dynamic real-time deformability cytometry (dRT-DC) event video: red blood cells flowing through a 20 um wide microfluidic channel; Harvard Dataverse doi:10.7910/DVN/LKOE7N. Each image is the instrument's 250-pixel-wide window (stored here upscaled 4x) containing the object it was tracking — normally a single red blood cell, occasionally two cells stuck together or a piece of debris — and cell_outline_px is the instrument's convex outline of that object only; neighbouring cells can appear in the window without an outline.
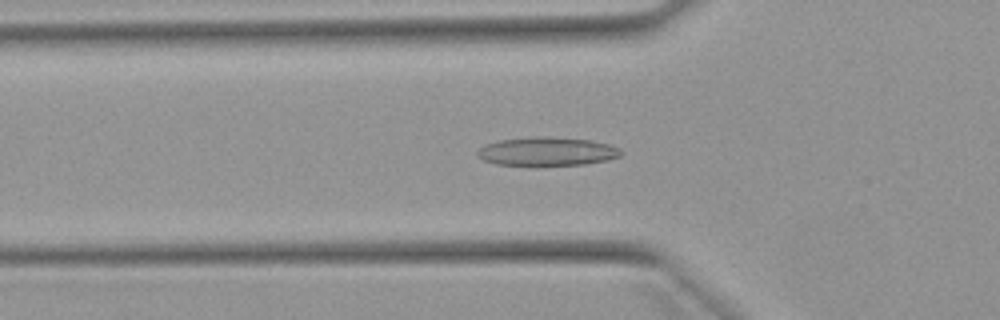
{"species": "Egyptian fruit bat (a non-hibernating species)", "species_latin": "Rousettus aegyptiacus", "temperature_condition": "warm", "stored_images_in_passage": 51, "camera_frame_rate_fps": 3000, "um_per_image_px": 0.085, "animal": {"sex": "female"}, "frame": {"image": 1, "passage_image": 17, "time_ms": 5.333, "image_size_px": [1000, 320], "cell_outline_px": [[624, 152], [620, 156], [608, 160], [584, 164], [536, 168], [496, 164], [484, 160], [476, 156], [476, 152], [484, 144], [500, 140], [536, 136], [544, 136], [588, 140], [608, 144], [620, 148]], "centroid_in_image_um": [46.46, 12.92], "position_along_channel_um": 79.3, "area_um2": 24.85}}
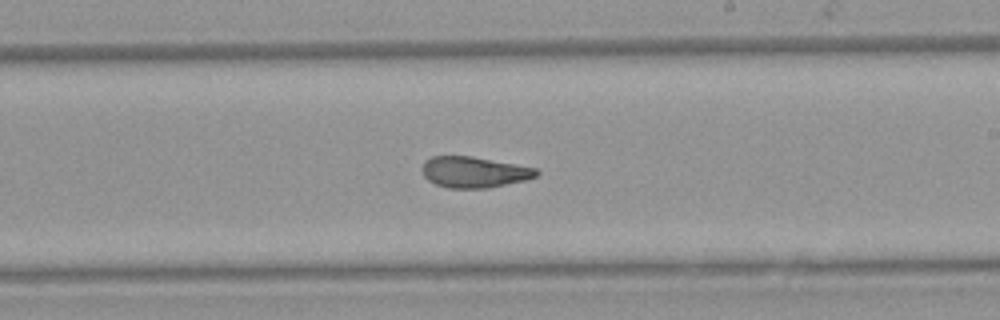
{"frame": {"image": 2, "passage_image": 30, "time_ms": 9.667, "image_size_px": [1000, 320], "cell_outline_px": [[540, 172], [536, 176], [524, 180], [488, 188], [448, 188], [436, 184], [428, 180], [424, 176], [420, 168], [424, 160], [432, 156], [472, 156], [536, 168]], "centroid_in_image_um": [40.25, 14.62], "position_along_channel_um": 248.8, "area_um2": 20.63}}
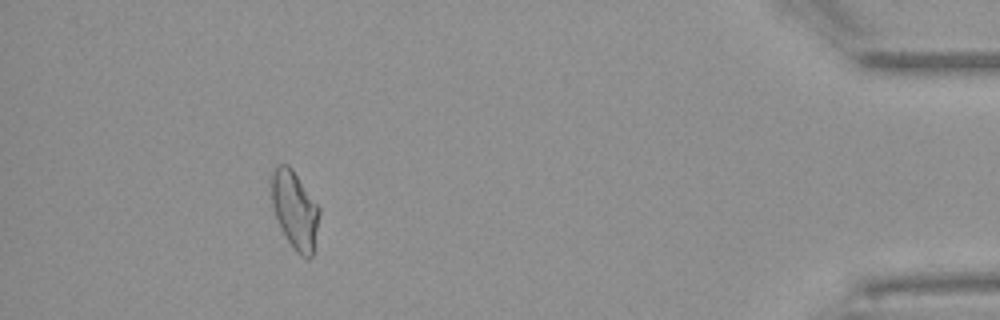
{"frame": {"image": 3, "passage_image": 47, "time_ms": 15.333, "image_size_px": [1000, 320], "cell_outline_px": [[320, 212], [316, 248], [312, 256], [308, 260], [300, 256], [292, 248], [280, 228], [272, 208], [268, 180], [272, 172], [280, 164], [288, 164], [292, 168], [320, 208]], "centroid_in_image_um": [25.05, 17.88], "position_along_channel_um": 410.2, "area_um2": 22.6}, "authors_computed_cell_mechanics": {"area_um2": 22.0796, "velocity_mm_per_s": 3.9091, "shape_relaxation_time_tau1_ms": null, "shape_relaxation_time_tau2_ms": 1.852, "deformation_change_tau1": null, "deformation_change_tau2": 0.0926}}